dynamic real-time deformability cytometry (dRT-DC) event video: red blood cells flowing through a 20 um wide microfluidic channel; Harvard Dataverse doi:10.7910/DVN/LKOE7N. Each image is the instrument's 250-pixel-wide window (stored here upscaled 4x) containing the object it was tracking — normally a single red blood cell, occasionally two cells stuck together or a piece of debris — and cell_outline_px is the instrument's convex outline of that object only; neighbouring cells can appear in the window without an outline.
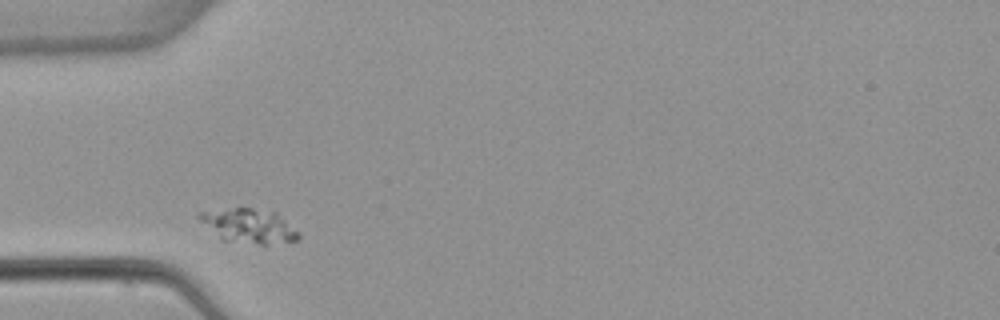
{"species": "common noctule bat (a hibernating species)", "species_latin": "Nyctalus noctula", "temperature_condition": "warm", "stored_images_in_passage": 5, "camera_frame_rate_fps": 3000, "um_per_image_px": 0.085, "animal": {"sex": "female", "body_mass_g": 22.7, "forearm_length_mm": 54.2}, "frame": {"image": 1, "passage_image": 1, "time_ms": 0.0, "image_size_px": [1000, 320], "cell_outline_px": [[300, 236], [296, 240], [264, 244], [260, 244], [224, 240], [200, 220], [196, 216], [200, 212], [236, 208], [252, 208], [276, 212], [300, 232]], "centroid_in_image_um": [21.21, 19.18], "position_along_channel_um": 63.8, "area_um2": 19.25}}
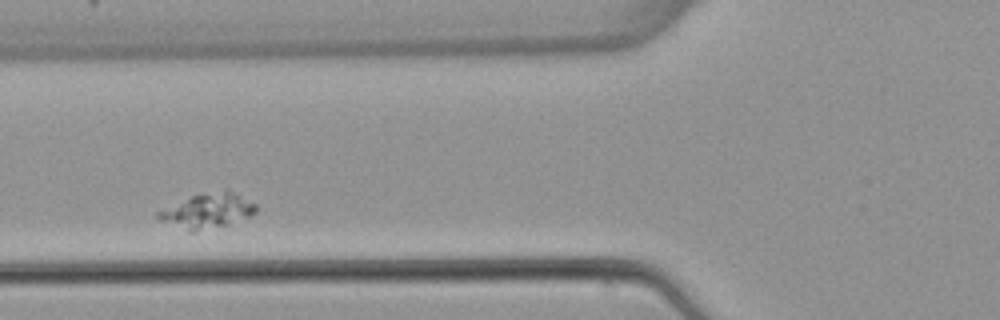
{"frame": {"image": 2, "passage_image": 2, "time_ms": 1.333, "image_size_px": [1000, 320], "cell_outline_px": [[256, 212], [248, 216], [228, 224], [192, 232], [188, 232], [160, 220], [156, 216], [156, 212], [192, 196], [224, 188], [228, 188], [256, 204]], "centroid_in_image_um": [17.64, 17.9], "position_along_channel_um": 108.2, "area_um2": 19.65}}
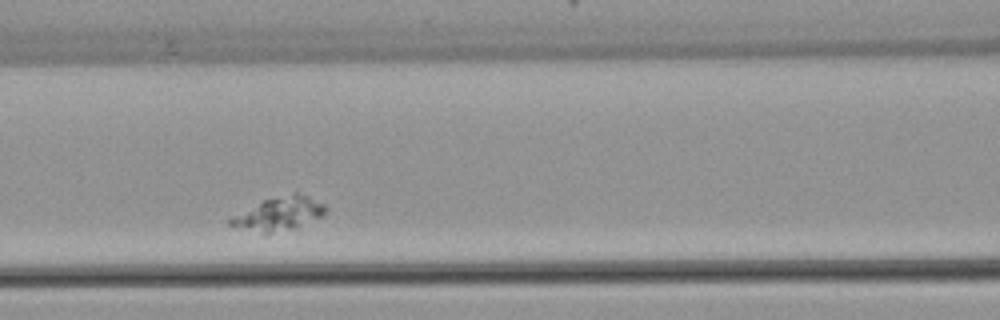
{"frame": {"image": 3, "passage_image": 3, "time_ms": 2.333, "image_size_px": [1000, 320], "cell_outline_px": [[328, 208], [324, 216], [292, 228], [264, 236], [228, 224], [228, 220], [232, 216], [264, 200], [296, 192], [308, 196], [324, 204]], "centroid_in_image_um": [23.71, 18.2], "position_along_channel_um": 142.9, "area_um2": 18.61}}